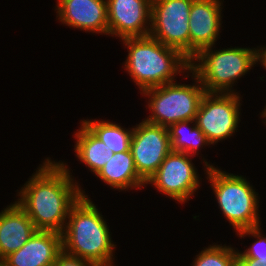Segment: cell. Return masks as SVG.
<instances>
[{"instance_id": "8fae6325", "label": "cell", "mask_w": 266, "mask_h": 266, "mask_svg": "<svg viewBox=\"0 0 266 266\" xmlns=\"http://www.w3.org/2000/svg\"><path fill=\"white\" fill-rule=\"evenodd\" d=\"M151 1L106 0L108 35L121 39L149 35L151 30Z\"/></svg>"}, {"instance_id": "9c48e42d", "label": "cell", "mask_w": 266, "mask_h": 266, "mask_svg": "<svg viewBox=\"0 0 266 266\" xmlns=\"http://www.w3.org/2000/svg\"><path fill=\"white\" fill-rule=\"evenodd\" d=\"M191 155L171 151L161 163L158 170L147 180L162 194L179 203L189 201L200 187L197 168L192 162Z\"/></svg>"}, {"instance_id": "9a60e30c", "label": "cell", "mask_w": 266, "mask_h": 266, "mask_svg": "<svg viewBox=\"0 0 266 266\" xmlns=\"http://www.w3.org/2000/svg\"><path fill=\"white\" fill-rule=\"evenodd\" d=\"M37 231L32 220L16 203L0 212V260L19 250Z\"/></svg>"}, {"instance_id": "7a4b0ae2", "label": "cell", "mask_w": 266, "mask_h": 266, "mask_svg": "<svg viewBox=\"0 0 266 266\" xmlns=\"http://www.w3.org/2000/svg\"><path fill=\"white\" fill-rule=\"evenodd\" d=\"M109 227L97 206L82 190L69 210L62 232L63 250L89 261L93 266H114V248Z\"/></svg>"}, {"instance_id": "d4e9b609", "label": "cell", "mask_w": 266, "mask_h": 266, "mask_svg": "<svg viewBox=\"0 0 266 266\" xmlns=\"http://www.w3.org/2000/svg\"><path fill=\"white\" fill-rule=\"evenodd\" d=\"M0 266H7V264L3 260H0Z\"/></svg>"}, {"instance_id": "603a6c76", "label": "cell", "mask_w": 266, "mask_h": 266, "mask_svg": "<svg viewBox=\"0 0 266 266\" xmlns=\"http://www.w3.org/2000/svg\"><path fill=\"white\" fill-rule=\"evenodd\" d=\"M237 266H266V264H260V262L253 258L237 257Z\"/></svg>"}, {"instance_id": "30bf717a", "label": "cell", "mask_w": 266, "mask_h": 266, "mask_svg": "<svg viewBox=\"0 0 266 266\" xmlns=\"http://www.w3.org/2000/svg\"><path fill=\"white\" fill-rule=\"evenodd\" d=\"M132 127L130 151L138 175L147 182L172 151L168 128L144 120Z\"/></svg>"}, {"instance_id": "3957f363", "label": "cell", "mask_w": 266, "mask_h": 266, "mask_svg": "<svg viewBox=\"0 0 266 266\" xmlns=\"http://www.w3.org/2000/svg\"><path fill=\"white\" fill-rule=\"evenodd\" d=\"M128 55L124 64L140 93L175 82L178 73L190 70V60L179 50L162 44L150 35L121 39ZM184 70V71H183Z\"/></svg>"}, {"instance_id": "5b68a950", "label": "cell", "mask_w": 266, "mask_h": 266, "mask_svg": "<svg viewBox=\"0 0 266 266\" xmlns=\"http://www.w3.org/2000/svg\"><path fill=\"white\" fill-rule=\"evenodd\" d=\"M203 163L218 207L235 232L260 226L258 193L250 182L242 175H234L216 168L206 159Z\"/></svg>"}, {"instance_id": "ac0fdd59", "label": "cell", "mask_w": 266, "mask_h": 266, "mask_svg": "<svg viewBox=\"0 0 266 266\" xmlns=\"http://www.w3.org/2000/svg\"><path fill=\"white\" fill-rule=\"evenodd\" d=\"M193 123V124H192ZM193 126H189V125ZM171 150L195 156L203 146L211 145L195 120L180 121L168 127Z\"/></svg>"}, {"instance_id": "4fadbf2b", "label": "cell", "mask_w": 266, "mask_h": 266, "mask_svg": "<svg viewBox=\"0 0 266 266\" xmlns=\"http://www.w3.org/2000/svg\"><path fill=\"white\" fill-rule=\"evenodd\" d=\"M56 17L62 24L108 35L106 0H58Z\"/></svg>"}, {"instance_id": "44dd1931", "label": "cell", "mask_w": 266, "mask_h": 266, "mask_svg": "<svg viewBox=\"0 0 266 266\" xmlns=\"http://www.w3.org/2000/svg\"><path fill=\"white\" fill-rule=\"evenodd\" d=\"M260 226L244 229L237 232L241 238L245 236L254 237L256 240L253 244L243 252H239L237 249V257H248L256 259L260 264H266V237L262 235Z\"/></svg>"}, {"instance_id": "cb8c5ba5", "label": "cell", "mask_w": 266, "mask_h": 266, "mask_svg": "<svg viewBox=\"0 0 266 266\" xmlns=\"http://www.w3.org/2000/svg\"><path fill=\"white\" fill-rule=\"evenodd\" d=\"M256 62H260L266 70V47L260 46L256 48Z\"/></svg>"}, {"instance_id": "7c38bea8", "label": "cell", "mask_w": 266, "mask_h": 266, "mask_svg": "<svg viewBox=\"0 0 266 266\" xmlns=\"http://www.w3.org/2000/svg\"><path fill=\"white\" fill-rule=\"evenodd\" d=\"M222 4L221 0H193L189 14L190 59L215 45L221 33Z\"/></svg>"}, {"instance_id": "8992f818", "label": "cell", "mask_w": 266, "mask_h": 266, "mask_svg": "<svg viewBox=\"0 0 266 266\" xmlns=\"http://www.w3.org/2000/svg\"><path fill=\"white\" fill-rule=\"evenodd\" d=\"M192 85L176 82L144 90L142 96L148 97L151 114L145 122L169 127L171 124L195 120L202 97L206 91L198 78L192 73Z\"/></svg>"}, {"instance_id": "ba28073f", "label": "cell", "mask_w": 266, "mask_h": 266, "mask_svg": "<svg viewBox=\"0 0 266 266\" xmlns=\"http://www.w3.org/2000/svg\"><path fill=\"white\" fill-rule=\"evenodd\" d=\"M239 93H205L196 114V125L214 145L237 132L240 122Z\"/></svg>"}, {"instance_id": "ffe728a7", "label": "cell", "mask_w": 266, "mask_h": 266, "mask_svg": "<svg viewBox=\"0 0 266 266\" xmlns=\"http://www.w3.org/2000/svg\"><path fill=\"white\" fill-rule=\"evenodd\" d=\"M213 244L194 258L192 266H237V251L233 247Z\"/></svg>"}, {"instance_id": "d6986e66", "label": "cell", "mask_w": 266, "mask_h": 266, "mask_svg": "<svg viewBox=\"0 0 266 266\" xmlns=\"http://www.w3.org/2000/svg\"><path fill=\"white\" fill-rule=\"evenodd\" d=\"M93 120V121H92ZM81 120V122L102 142L105 147L113 153H120L130 150V143L133 134L132 129H126L115 122L104 120Z\"/></svg>"}, {"instance_id": "6da1fadb", "label": "cell", "mask_w": 266, "mask_h": 266, "mask_svg": "<svg viewBox=\"0 0 266 266\" xmlns=\"http://www.w3.org/2000/svg\"><path fill=\"white\" fill-rule=\"evenodd\" d=\"M42 163L18 191L20 198L15 202L37 230L62 234L69 210L82 196V188L66 163L48 157Z\"/></svg>"}, {"instance_id": "2e32d148", "label": "cell", "mask_w": 266, "mask_h": 266, "mask_svg": "<svg viewBox=\"0 0 266 266\" xmlns=\"http://www.w3.org/2000/svg\"><path fill=\"white\" fill-rule=\"evenodd\" d=\"M112 189L126 191L146 185V182L138 175L131 151L114 153L112 158L95 175Z\"/></svg>"}, {"instance_id": "7402d4cb", "label": "cell", "mask_w": 266, "mask_h": 266, "mask_svg": "<svg viewBox=\"0 0 266 266\" xmlns=\"http://www.w3.org/2000/svg\"><path fill=\"white\" fill-rule=\"evenodd\" d=\"M53 266H93L89 261L79 258L66 253L62 250L54 263Z\"/></svg>"}, {"instance_id": "277c9868", "label": "cell", "mask_w": 266, "mask_h": 266, "mask_svg": "<svg viewBox=\"0 0 266 266\" xmlns=\"http://www.w3.org/2000/svg\"><path fill=\"white\" fill-rule=\"evenodd\" d=\"M199 51L190 59V70L201 82L206 93H236L232 88L256 62V48L235 47Z\"/></svg>"}, {"instance_id": "e0dca14e", "label": "cell", "mask_w": 266, "mask_h": 266, "mask_svg": "<svg viewBox=\"0 0 266 266\" xmlns=\"http://www.w3.org/2000/svg\"><path fill=\"white\" fill-rule=\"evenodd\" d=\"M80 129L75 132L76 144L74 146L76 157L95 175L104 167L113 156L112 150L105 147L97 136H95L82 122Z\"/></svg>"}, {"instance_id": "5bb4252c", "label": "cell", "mask_w": 266, "mask_h": 266, "mask_svg": "<svg viewBox=\"0 0 266 266\" xmlns=\"http://www.w3.org/2000/svg\"><path fill=\"white\" fill-rule=\"evenodd\" d=\"M62 250V234L37 230L19 250L3 261L7 266H53Z\"/></svg>"}, {"instance_id": "52a82bcc", "label": "cell", "mask_w": 266, "mask_h": 266, "mask_svg": "<svg viewBox=\"0 0 266 266\" xmlns=\"http://www.w3.org/2000/svg\"><path fill=\"white\" fill-rule=\"evenodd\" d=\"M193 0H152L150 36L190 60L189 14Z\"/></svg>"}]
</instances>
